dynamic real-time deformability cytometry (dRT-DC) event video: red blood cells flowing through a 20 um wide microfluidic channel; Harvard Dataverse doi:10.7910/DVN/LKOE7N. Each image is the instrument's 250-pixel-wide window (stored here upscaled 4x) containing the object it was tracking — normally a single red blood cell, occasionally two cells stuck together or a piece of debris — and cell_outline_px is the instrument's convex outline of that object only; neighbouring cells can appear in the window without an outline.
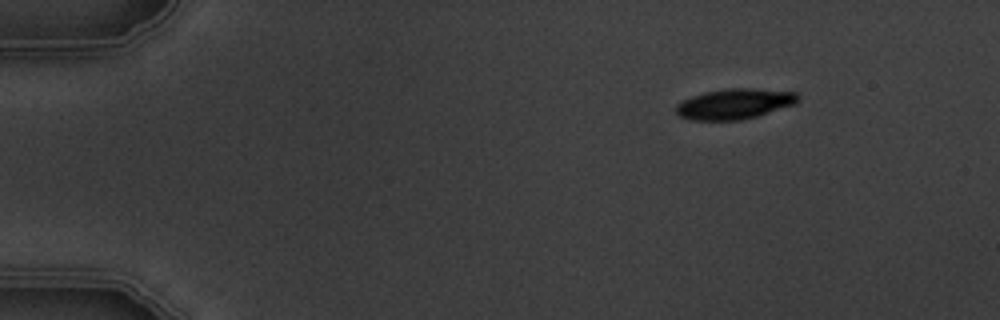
{"species": "common noctule bat (a hibernating species)", "species_latin": "Nyctalus noctula", "temperature_condition": "warm", "stored_images_in_passage": 10, "camera_frame_rate_fps": 3000, "um_per_image_px": 0.085, "animal": {"sex": "male", "body_mass_g": 19.5, "forearm_length_mm": 54.6}, "frame": {"image": 1, "passage_image": 1, "time_ms": 0.0, "image_size_px": [1000, 320], "cell_outline_px": [[800, 100], [796, 104], [756, 116], [740, 120], [688, 120], [680, 116], [676, 112], [676, 104], [692, 96], [704, 92], [728, 88], [752, 88], [796, 92], [800, 96]], "centroid_in_image_um": [62.45, 8.82], "position_along_channel_um": 22.5, "area_um2": 21.68}}
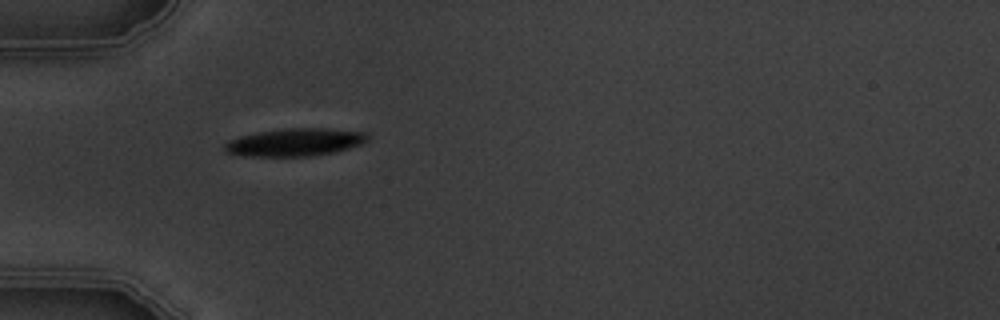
{"frame": {"image": 2, "passage_image": 4, "time_ms": 3.333, "image_size_px": [1000, 320], "cell_outline_px": [[368, 140], [360, 144], [336, 152], [308, 156], [240, 156], [224, 152], [224, 144], [240, 136], [256, 132], [288, 128], [328, 128], [364, 132], [368, 136]], "centroid_in_image_um": [25.05, 12.09], "position_along_channel_um": 60.0, "area_um2": 23.06}}
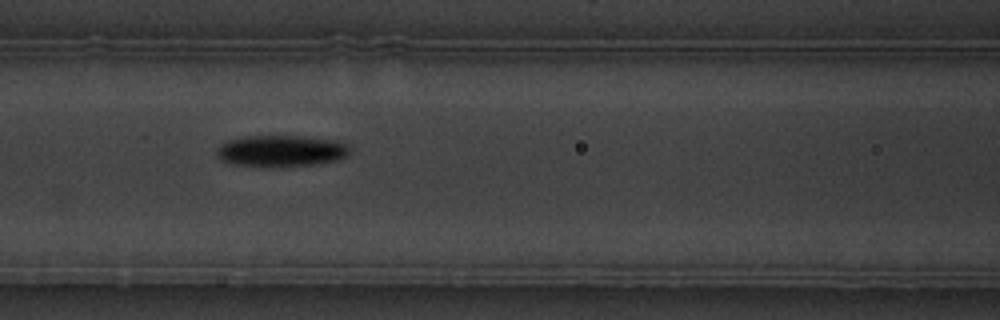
{"frame": {"image": 3, "passage_image": 6, "time_ms": 5.667, "image_size_px": [1000, 320], "cell_outline_px": [[348, 152], [344, 156], [336, 160], [316, 164], [272, 168], [228, 164], [220, 160], [216, 152], [216, 148], [220, 144], [228, 140], [244, 136], [300, 136], [336, 140], [344, 144], [348, 148]], "centroid_in_image_um": [23.78, 12.85], "position_along_channel_um": 142.8, "area_um2": 24.68}}